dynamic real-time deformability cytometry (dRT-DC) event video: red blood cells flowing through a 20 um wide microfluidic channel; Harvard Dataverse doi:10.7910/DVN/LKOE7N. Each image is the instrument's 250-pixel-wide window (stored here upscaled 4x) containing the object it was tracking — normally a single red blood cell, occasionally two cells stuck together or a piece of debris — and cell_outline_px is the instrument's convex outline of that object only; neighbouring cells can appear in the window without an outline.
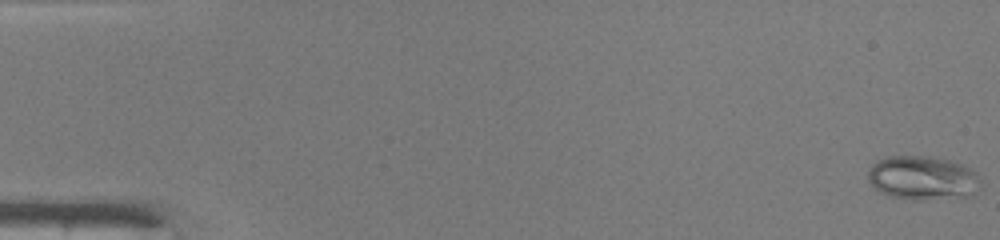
{"species": "common noctule bat (a hibernating species)", "species_latin": "Nyctalus noctula", "temperature_condition": "warm", "stored_images_in_passage": 49, "camera_frame_rate_fps": 3000, "um_per_image_px": 0.085, "animal": {"sex": "male", "body_mass_g": 19.0, "forearm_length_mm": 50.8}, "frame": {"image": 1, "passage_image": 1, "time_ms": 0.0, "image_size_px": [1000, 240], "cell_outline_px": [[980, 188], [972, 196], [920, 200], [912, 200], [892, 196], [880, 192], [868, 180], [868, 172], [872, 164], [876, 160], [888, 156], [932, 156], [948, 160], [960, 164], [976, 172], [980, 180]], "centroid_in_image_um": [78.43, 15.13], "position_along_channel_um": 6.6, "area_um2": 28.96}}
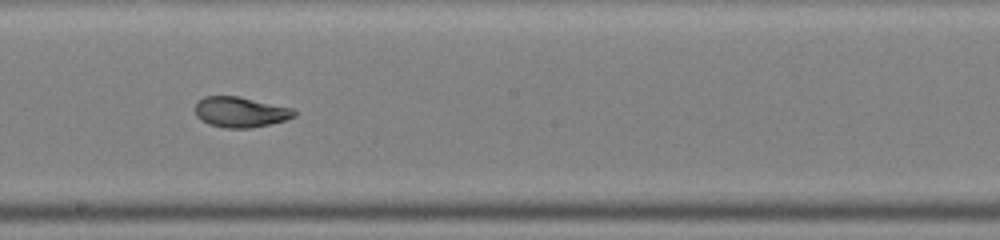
{"frame": {"image": 2, "passage_image": 28, "time_ms": 9.0, "image_size_px": [1000, 240], "cell_outline_px": [[296, 116], [284, 120], [268, 124], [248, 128], [228, 128], [208, 124], [200, 120], [196, 116], [196, 104], [204, 96], [240, 96], [292, 108], [296, 112]], "centroid_in_image_um": [20.42, 9.52], "position_along_channel_um": 227.8, "area_um2": 17.46}}
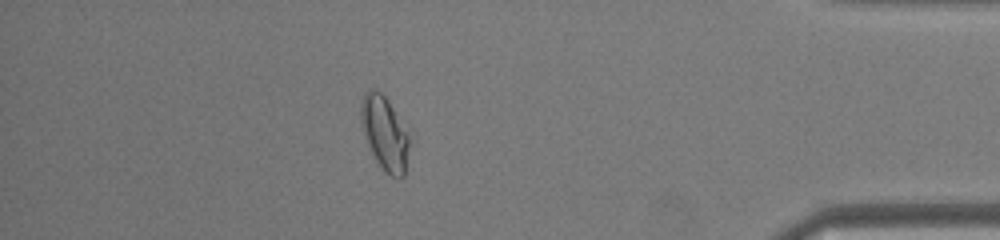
{"frame": {"image": 3, "passage_image": 43, "time_ms": 14.0, "image_size_px": [1000, 240], "cell_outline_px": [[412, 128], [404, 176], [396, 180], [384, 172], [376, 160], [368, 144], [360, 120], [360, 104], [364, 92], [372, 88], [376, 88], [388, 100]], "centroid_in_image_um": [32.76, 11.29], "position_along_channel_um": 402.4, "area_um2": 21.85}, "authors_computed_cell_mechanics": {"area_um2": 20.1144, "velocity_mm_per_s": 4.2222, "shape_relaxation_time_tau1_ms": null, "shape_relaxation_time_tau2_ms": 0.9373, "deformation_change_tau1": null, "deformation_change_tau2": 0.0472}}